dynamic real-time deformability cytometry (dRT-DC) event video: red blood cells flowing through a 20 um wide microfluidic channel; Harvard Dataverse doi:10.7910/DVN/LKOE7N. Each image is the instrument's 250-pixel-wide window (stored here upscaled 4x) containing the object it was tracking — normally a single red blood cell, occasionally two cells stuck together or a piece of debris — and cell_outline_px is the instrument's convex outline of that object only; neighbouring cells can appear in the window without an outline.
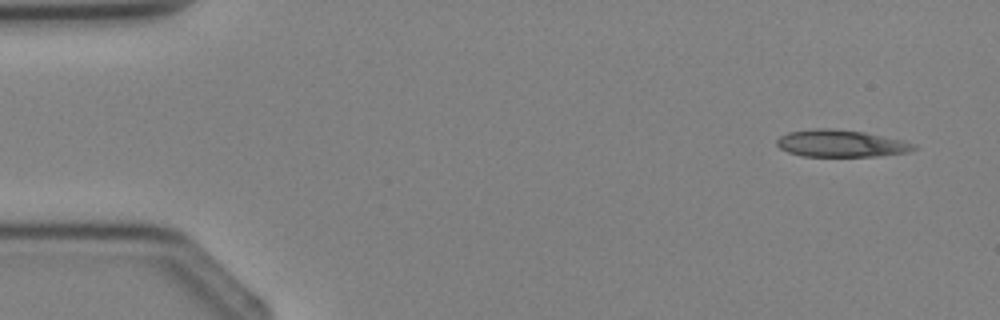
{"species": "Egyptian fruit bat (a non-hibernating species)", "species_latin": "Rousettus aegyptiacus", "temperature_condition": "cold", "stored_images_in_passage": 2, "camera_frame_rate_fps": 3000, "um_per_image_px": 0.085, "animal": {"sex": "female"}, "frame": {"image": 1, "passage_image": 1, "time_ms": 0.0, "image_size_px": [1000, 320], "cell_outline_px": [[916, 148], [908, 152], [876, 156], [800, 156], [788, 152], [780, 148], [776, 144], [776, 140], [780, 136], [788, 132], [816, 128], [832, 128], [864, 132], [904, 140], [916, 144]], "centroid_in_image_um": [71.47, 12.19], "position_along_channel_um": 13.5, "area_um2": 21.68}}